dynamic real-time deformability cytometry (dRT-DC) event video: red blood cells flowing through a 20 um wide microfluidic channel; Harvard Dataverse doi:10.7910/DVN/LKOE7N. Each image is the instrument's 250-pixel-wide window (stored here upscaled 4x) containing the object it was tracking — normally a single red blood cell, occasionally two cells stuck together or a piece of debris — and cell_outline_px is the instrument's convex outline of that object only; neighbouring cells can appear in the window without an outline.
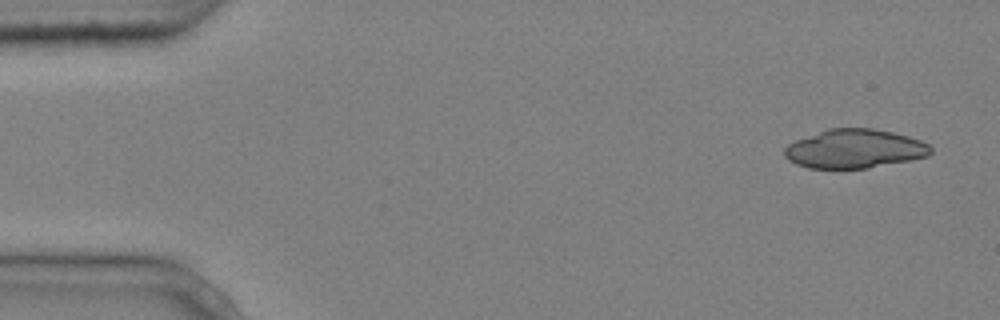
{"species": "common noctule bat (a hibernating species)", "species_latin": "Nyctalus noctula", "temperature_condition": "cold", "stored_images_in_passage": 5, "camera_frame_rate_fps": 3000, "um_per_image_px": 0.085, "animal": {"sex": "male", "body_mass_g": 20.4}, "frame": {"image": 1, "passage_image": 1, "time_ms": 0.0, "image_size_px": [1000, 320], "cell_outline_px": [[932, 152], [928, 156], [912, 160], [868, 168], [808, 168], [796, 164], [788, 160], [784, 156], [784, 148], [788, 144], [796, 140], [828, 128], [872, 128], [892, 132], [908, 136], [920, 140], [928, 144], [932, 148]], "centroid_in_image_um": [72.64, 12.65], "position_along_channel_um": 12.4, "area_um2": 33.23}}
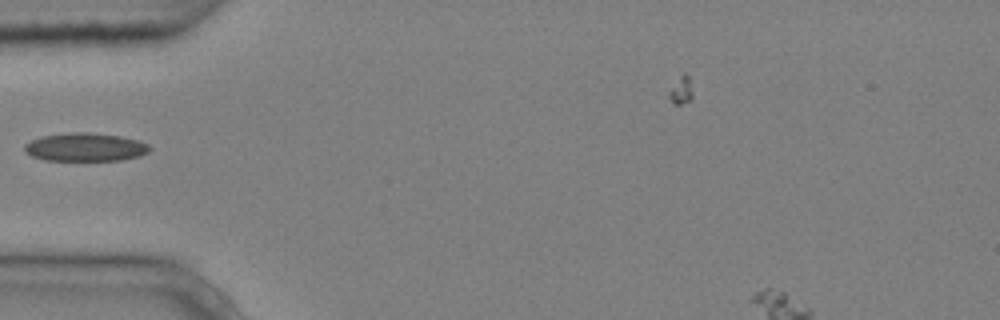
{"frame": {"image": 2, "passage_image": 5, "time_ms": 1.333, "image_size_px": [1000, 320], "cell_outline_px": [[152, 148], [148, 152], [140, 156], [120, 160], [44, 160], [32, 156], [24, 152], [24, 144], [32, 140], [44, 136], [68, 132], [88, 132], [120, 136], [140, 140], [148, 144]], "centroid_in_image_um": [7.27, 12.5], "position_along_channel_um": 77.7, "area_um2": 20.69}}